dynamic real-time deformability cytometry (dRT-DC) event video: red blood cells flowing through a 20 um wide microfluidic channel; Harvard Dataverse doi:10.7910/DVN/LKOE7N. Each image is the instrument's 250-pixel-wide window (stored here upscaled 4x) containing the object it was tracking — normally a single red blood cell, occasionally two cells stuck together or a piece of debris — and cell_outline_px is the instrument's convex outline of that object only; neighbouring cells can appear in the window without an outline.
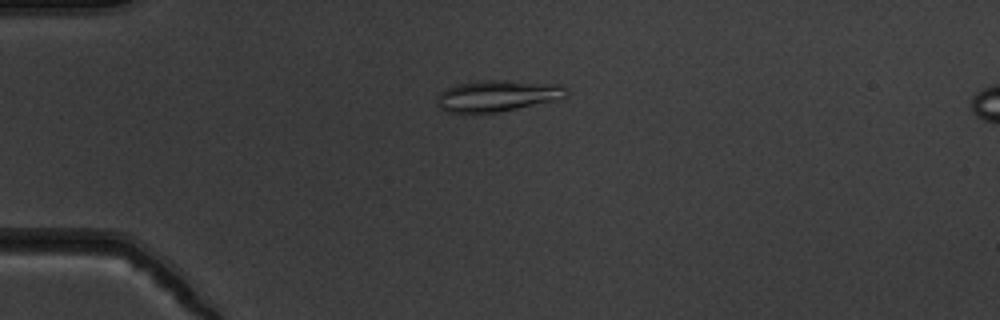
{"species": "common noctule bat (a hibernating species)", "species_latin": "Nyctalus noctula", "temperature_condition": "warm", "stored_images_in_passage": 42, "camera_frame_rate_fps": 3000, "um_per_image_px": 0.085, "animal": {"sex": "male", "body_mass_g": 19.5, "forearm_length_mm": 54.6}, "frame": {"image": 1, "passage_image": 3, "time_ms": 0.667, "image_size_px": [1000, 320], "cell_outline_px": [[568, 92], [564, 100], [496, 112], [464, 116], [444, 112], [436, 104], [436, 96], [440, 92], [448, 88], [460, 84], [476, 80], [508, 80], [560, 84]], "centroid_in_image_um": [42.25, 8.19], "position_along_channel_um": 42.8, "area_um2": 24.68}}
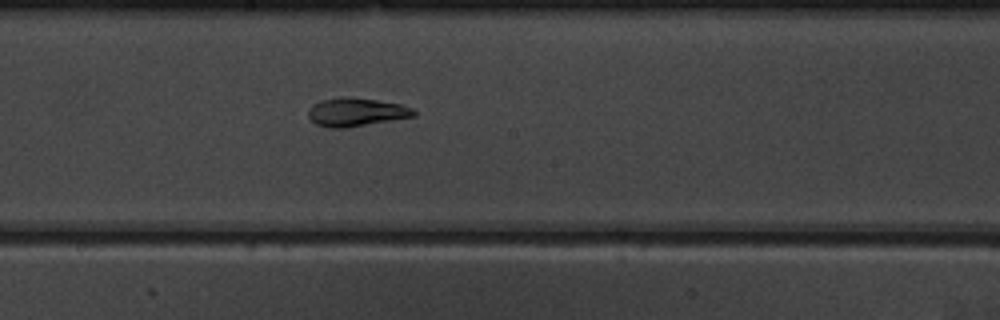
{"frame": {"image": 2, "passage_image": 19, "time_ms": 6.0, "image_size_px": [1000, 320], "cell_outline_px": [[416, 116], [344, 128], [328, 128], [316, 124], [308, 116], [308, 108], [312, 104], [320, 100], [340, 96], [344, 96], [376, 100], [400, 104], [412, 108], [416, 112]], "centroid_in_image_um": [30.23, 9.52], "position_along_channel_um": 218.0, "area_um2": 17.51}}
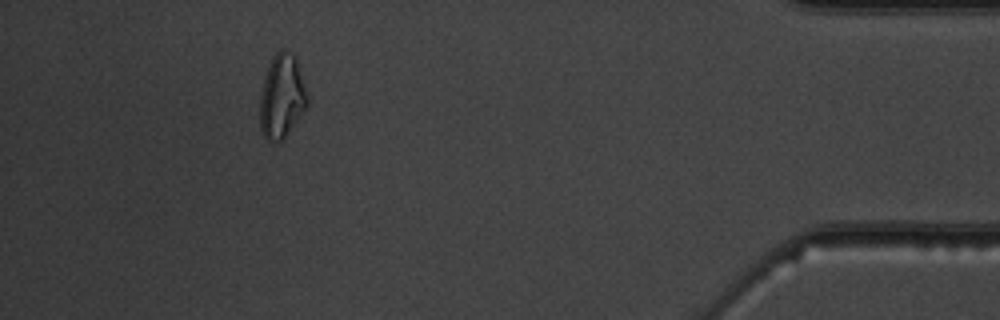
{"frame": {"image": 3, "passage_image": 38, "time_ms": 12.333, "image_size_px": [1000, 320], "cell_outline_px": [[308, 104], [284, 136], [280, 140], [268, 140], [264, 136], [260, 128], [260, 96], [268, 64], [272, 56], [280, 48], [284, 48], [292, 52], [296, 56], [308, 92]], "centroid_in_image_um": [23.97, 8.09], "position_along_channel_um": 411.2, "area_um2": 23.12}, "authors_computed_cell_mechanics": {"area_um2": 17.8313, "velocity_mm_per_s": 3.8548, "shape_relaxation_time_tau1_ms": 9.3907, "shape_relaxation_time_tau2_ms": 2.1019, "deformation_change_tau1": 0.277, "deformation_change_tau2": 0.0743}}